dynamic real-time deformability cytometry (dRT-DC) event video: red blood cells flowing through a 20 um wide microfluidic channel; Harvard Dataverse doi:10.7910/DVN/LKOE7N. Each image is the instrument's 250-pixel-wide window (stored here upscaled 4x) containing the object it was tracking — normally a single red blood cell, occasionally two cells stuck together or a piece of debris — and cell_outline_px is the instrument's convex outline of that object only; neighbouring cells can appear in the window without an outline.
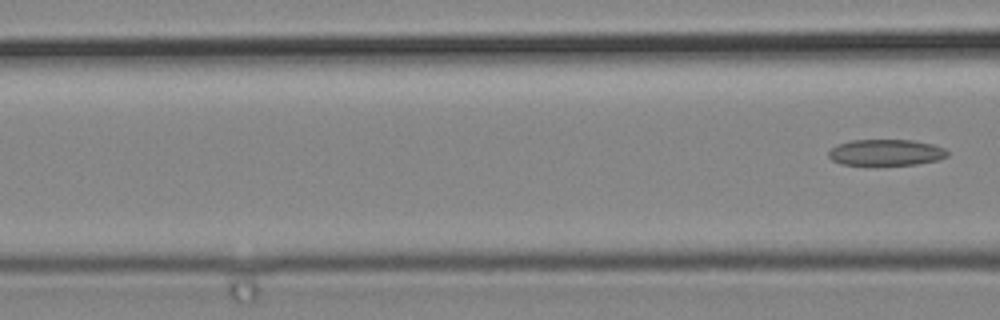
{"species": "common noctule bat (a hibernating species)", "species_latin": "Nyctalus noctula", "temperature_condition": "cold", "stored_images_in_passage": 6, "segment_of_instrument_passage": [2, 2], "camera_frame_rate_fps": 3000, "um_per_image_px": 0.085, "animal": {"sex": "male", "body_mass_g": 19.2, "forearm_length_mm": 51.8}, "frame": {"image": 1, "passage_image": 6, "time_ms": 1.667, "image_size_px": [1000, 320], "cell_outline_px": [[948, 156], [936, 160], [916, 164], [840, 164], [832, 160], [828, 156], [828, 152], [836, 144], [852, 140], [912, 140], [932, 144], [944, 148], [948, 152]], "centroid_in_image_um": [75.29, 12.94], "position_along_channel_um": 91.3, "area_um2": 17.92}}